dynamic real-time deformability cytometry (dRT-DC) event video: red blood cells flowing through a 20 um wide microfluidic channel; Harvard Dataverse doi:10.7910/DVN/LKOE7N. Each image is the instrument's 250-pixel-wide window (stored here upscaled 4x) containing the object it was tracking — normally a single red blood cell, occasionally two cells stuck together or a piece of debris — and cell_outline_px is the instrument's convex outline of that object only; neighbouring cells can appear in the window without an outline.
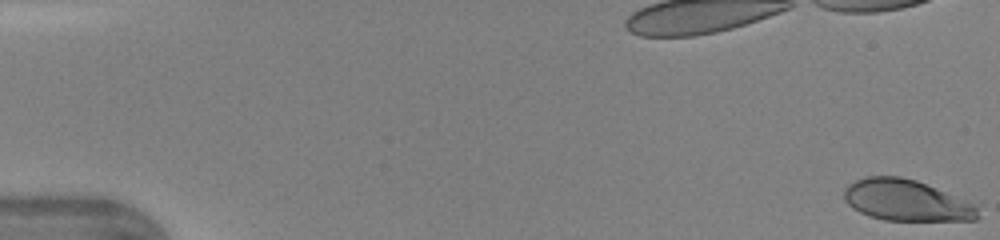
{"species": "human", "species_latin": "Homo sapiens", "temperature_condition": "warm", "stored_images_in_passage": 40, "camera_frame_rate_fps": 3000, "um_per_image_px": 0.085, "donor": {"sex": "female"}, "frame": {"image": 1, "passage_image": 1, "time_ms": 0.0, "image_size_px": [1000, 240], "cell_outline_px": [[980, 216], [976, 220], [884, 220], [868, 216], [852, 208], [844, 200], [844, 188], [848, 184], [856, 180], [868, 176], [900, 176], [916, 180], [976, 204]], "centroid_in_image_um": [77.02, 17.03], "position_along_channel_um": 8.0, "area_um2": 32.14}}